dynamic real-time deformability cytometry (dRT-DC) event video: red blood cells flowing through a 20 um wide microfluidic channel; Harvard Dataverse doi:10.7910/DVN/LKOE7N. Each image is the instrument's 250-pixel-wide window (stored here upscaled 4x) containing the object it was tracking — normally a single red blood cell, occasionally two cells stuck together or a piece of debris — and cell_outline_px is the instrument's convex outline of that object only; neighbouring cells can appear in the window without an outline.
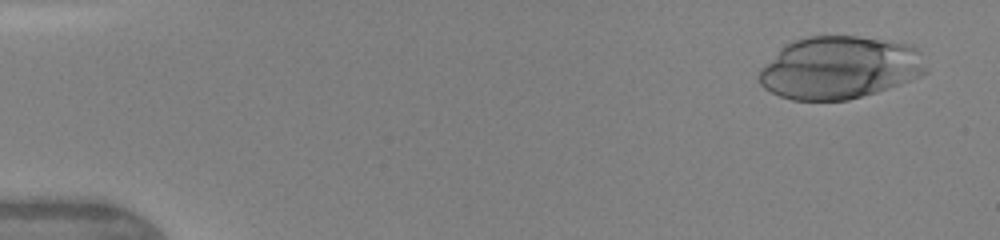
{"species": "human", "species_latin": "Homo sapiens", "temperature_condition": "warm", "stored_images_in_passage": 5, "camera_frame_rate_fps": 3000, "um_per_image_px": 0.085, "donor": {"sex": "female"}, "frame": {"image": 1, "passage_image": 1, "time_ms": 0.0, "image_size_px": [1000, 240], "cell_outline_px": [[928, 72], [920, 76], [900, 84], [876, 92], [848, 100], [792, 100], [780, 96], [764, 88], [760, 84], [756, 76], [760, 68], [784, 44], [792, 40], [808, 36], [856, 36], [912, 44], [920, 52], [928, 68]], "centroid_in_image_um": [71.34, 5.74], "position_along_channel_um": 13.7, "area_um2": 61.38}}
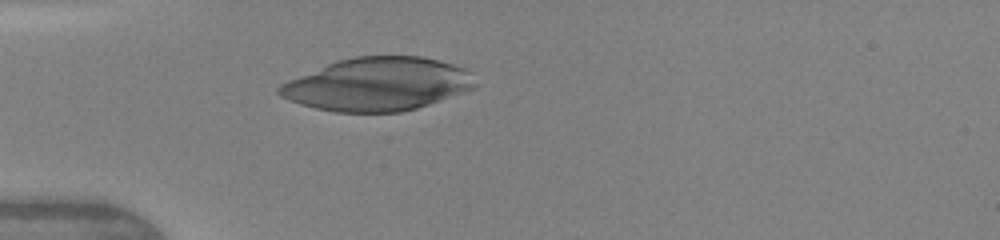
{"frame": {"image": 2, "passage_image": 5, "time_ms": 3.667, "image_size_px": [1000, 240], "cell_outline_px": [[476, 88], [416, 108], [400, 112], [336, 112], [316, 108], [300, 104], [280, 96], [276, 92], [276, 88], [280, 84], [288, 80], [336, 60], [356, 56], [420, 56], [468, 68], [472, 72], [476, 84]], "centroid_in_image_um": [32.1, 7.15], "position_along_channel_um": 52.9, "area_um2": 60.75}}